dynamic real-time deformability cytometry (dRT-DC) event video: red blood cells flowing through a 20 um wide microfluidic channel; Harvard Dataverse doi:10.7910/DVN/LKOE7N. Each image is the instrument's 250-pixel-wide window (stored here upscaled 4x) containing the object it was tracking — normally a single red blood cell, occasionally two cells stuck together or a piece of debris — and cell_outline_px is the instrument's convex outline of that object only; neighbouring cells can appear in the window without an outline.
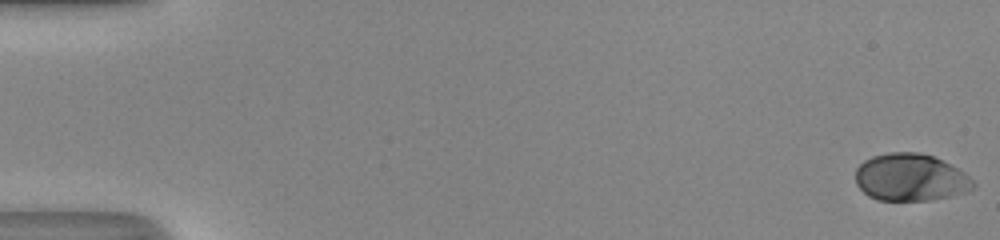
{"species": "human", "species_latin": "Homo sapiens", "temperature_condition": "room temperature", "stored_images_in_passage": 51, "camera_frame_rate_fps": 3000, "um_per_image_px": 0.085, "donor": {"sex": "male"}, "frame": {"image": 1, "passage_image": 1, "time_ms": 0.0, "image_size_px": [1000, 240], "cell_outline_px": [[976, 184], [968, 192], [932, 200], [876, 200], [868, 196], [856, 184], [856, 168], [864, 160], [872, 156], [888, 152], [920, 152], [932, 156], [964, 172]], "centroid_in_image_um": [77.37, 15.08], "position_along_channel_um": 7.6, "area_um2": 32.43}}
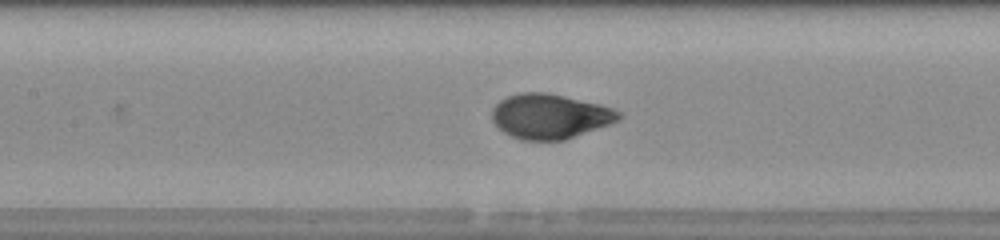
{"frame": {"image": 2, "passage_image": 25, "time_ms": 8.0, "image_size_px": [1000, 240], "cell_outline_px": [[624, 116], [620, 120], [564, 140], [524, 140], [512, 136], [504, 132], [492, 120], [492, 108], [500, 100], [508, 96], [520, 92], [544, 92], [564, 96], [600, 104], [612, 108], [620, 112]], "centroid_in_image_um": [46.75, 9.87], "position_along_channel_um": 160.6, "area_um2": 32.89}}
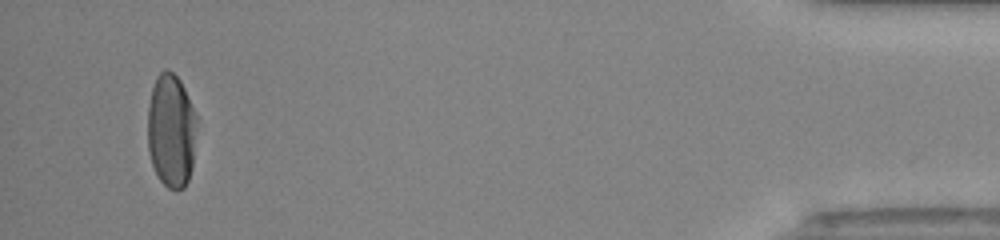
{"frame": {"image": 3, "passage_image": 49, "time_ms": 16.0, "image_size_px": [1000, 240], "cell_outline_px": [[200, 120], [192, 164], [188, 180], [184, 188], [176, 192], [168, 188], [160, 180], [152, 164], [148, 148], [148, 108], [152, 88], [156, 76], [164, 68], [168, 68], [180, 80]], "centroid_in_image_um": [14.59, 11.1], "position_along_channel_um": 420.6, "area_um2": 33.35}, "authors_computed_cell_mechanics": {"area_um2": 32.4836, "velocity_mm_per_s": 4.1904, "shape_relaxation_time_tau1_ms": 2.9383, "shape_relaxation_time_tau2_ms": null, "deformation_change_tau1": 0.1856, "deformation_change_tau2": null}}